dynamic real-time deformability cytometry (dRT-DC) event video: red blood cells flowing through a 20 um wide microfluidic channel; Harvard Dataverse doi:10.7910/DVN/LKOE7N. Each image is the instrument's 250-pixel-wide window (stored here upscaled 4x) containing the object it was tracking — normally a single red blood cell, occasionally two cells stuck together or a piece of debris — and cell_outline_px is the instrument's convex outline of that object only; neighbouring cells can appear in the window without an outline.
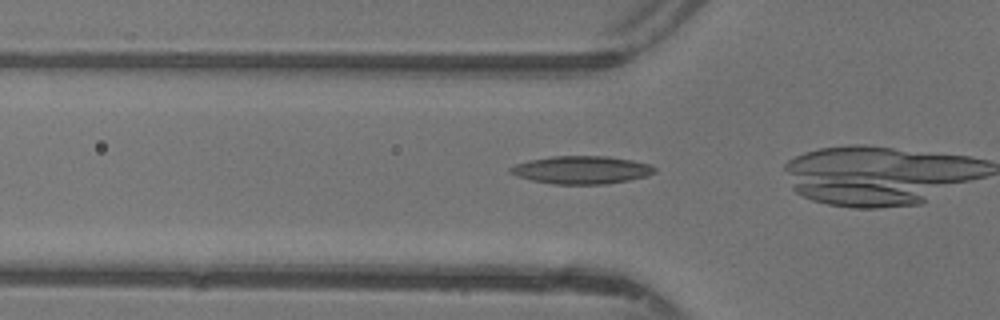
{"species": "common noctule bat (a hibernating species)", "species_latin": "Nyctalus noctula", "temperature_condition": "warm", "stored_images_in_passage": 10, "camera_frame_rate_fps": 3000, "um_per_image_px": 0.085, "animal": {"sex": "female"}, "frame": {"image": 1, "passage_image": 5, "time_ms": 1.333, "image_size_px": [1000, 320], "cell_outline_px": [[656, 172], [648, 176], [628, 180], [604, 184], [552, 184], [532, 180], [516, 176], [508, 172], [508, 168], [516, 164], [528, 160], [552, 156], [608, 156], [632, 160], [648, 164], [656, 168]], "centroid_in_image_um": [49.41, 14.44], "position_along_channel_um": 76.4, "area_um2": 23.52}}